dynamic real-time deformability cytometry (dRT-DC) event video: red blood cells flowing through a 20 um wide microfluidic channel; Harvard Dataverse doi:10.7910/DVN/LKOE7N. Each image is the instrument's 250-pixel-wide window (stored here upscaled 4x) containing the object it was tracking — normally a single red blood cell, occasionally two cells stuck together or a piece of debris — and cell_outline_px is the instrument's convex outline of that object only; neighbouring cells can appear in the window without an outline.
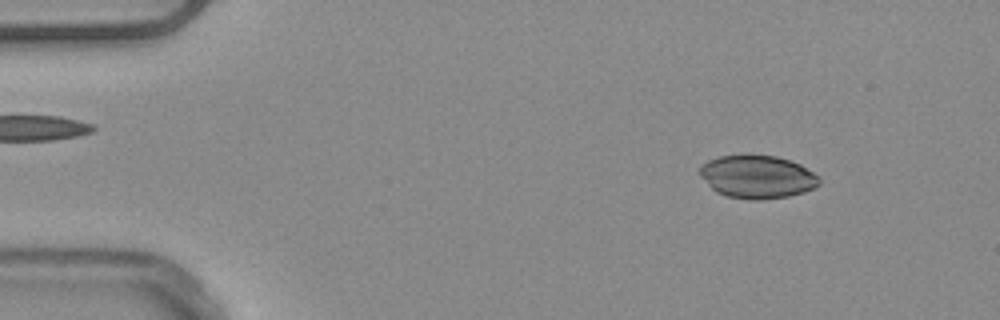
{"species": "common noctule bat (a hibernating species)", "species_latin": "Nyctalus noctula", "temperature_condition": "warm", "stored_images_in_passage": 51, "camera_frame_rate_fps": 3000, "um_per_image_px": 0.085, "animal": {"sex": "male", "body_mass_g": 20.4}, "frame": {"image": 1, "passage_image": 6, "time_ms": 1.667, "image_size_px": [1000, 320], "cell_outline_px": [[820, 184], [816, 188], [804, 192], [788, 196], [760, 200], [752, 200], [724, 196], [716, 192], [700, 176], [700, 164], [708, 160], [720, 156], [748, 152], [776, 156], [800, 164], [820, 176]], "centroid_in_image_um": [64.37, 15.0], "position_along_channel_um": 20.6, "area_um2": 30.75}}